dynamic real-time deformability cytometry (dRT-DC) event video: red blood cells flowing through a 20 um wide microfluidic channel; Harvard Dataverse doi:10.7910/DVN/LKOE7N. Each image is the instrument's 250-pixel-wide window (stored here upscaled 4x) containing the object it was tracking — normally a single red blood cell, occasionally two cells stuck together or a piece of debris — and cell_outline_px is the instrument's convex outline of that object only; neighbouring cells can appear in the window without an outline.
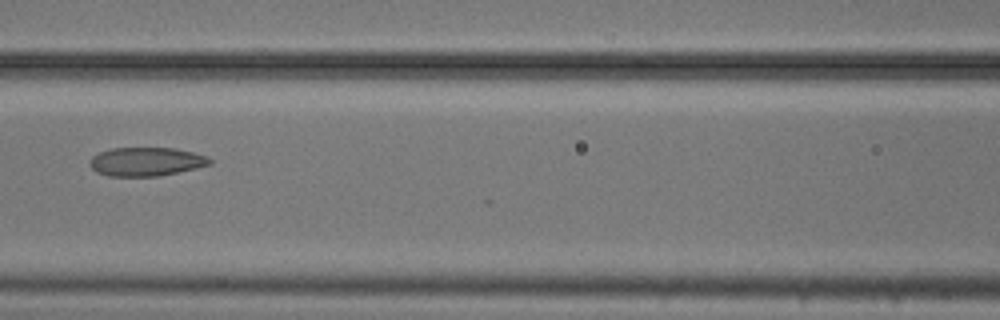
{"species": "common noctule bat (a hibernating species)", "species_latin": "Nyctalus noctula", "temperature_condition": "cold", "stored_images_in_passage": 8, "camera_frame_rate_fps": 3000, "um_per_image_px": 0.085, "animal": {"sex": "male", "body_mass_g": 20.5, "forearm_length_mm": 52.5}, "frame": {"image": 1, "passage_image": 8, "time_ms": 2.333, "image_size_px": [1000, 320], "cell_outline_px": [[212, 164], [196, 168], [160, 176], [108, 176], [96, 172], [88, 164], [88, 160], [92, 156], [100, 152], [112, 148], [176, 148], [208, 156], [212, 160]], "centroid_in_image_um": [12.42, 13.74], "position_along_channel_um": 154.2, "area_um2": 20.23}}